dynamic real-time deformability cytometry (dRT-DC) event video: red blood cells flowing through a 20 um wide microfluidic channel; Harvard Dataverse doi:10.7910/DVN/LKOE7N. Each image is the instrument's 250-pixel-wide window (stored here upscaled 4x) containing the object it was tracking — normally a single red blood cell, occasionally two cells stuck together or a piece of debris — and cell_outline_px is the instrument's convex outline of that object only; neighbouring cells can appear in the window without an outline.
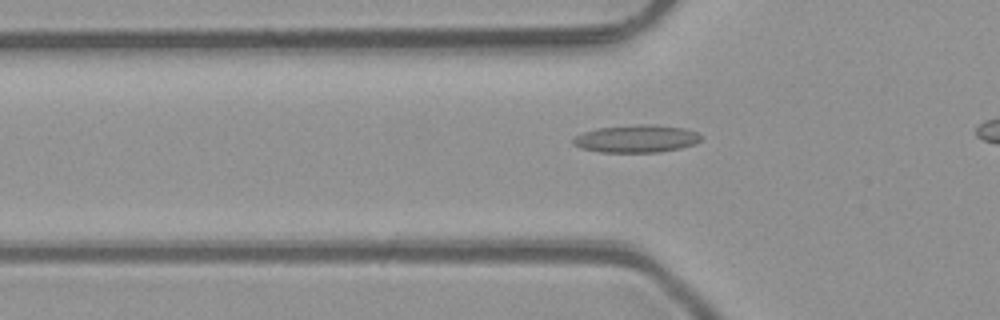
{"species": "common noctule bat (a hibernating species)", "species_latin": "Nyctalus noctula", "temperature_condition": "room temperature", "stored_images_in_passage": 30, "camera_frame_rate_fps": 3000, "um_per_image_px": 0.085, "animal": {"sex": "male", "body_mass_g": 23.1, "forearm_length_mm": 52.7}, "frame": {"image": 1, "passage_image": 2, "time_ms": 0.333, "image_size_px": [1000, 320], "cell_outline_px": [[704, 136], [696, 144], [680, 148], [660, 152], [600, 152], [580, 148], [572, 144], [572, 140], [576, 136], [584, 132], [600, 128], [636, 124], [656, 124], [684, 128], [696, 132]], "centroid_in_image_um": [54.13, 11.79], "position_along_channel_um": 71.7, "area_um2": 20.69}}
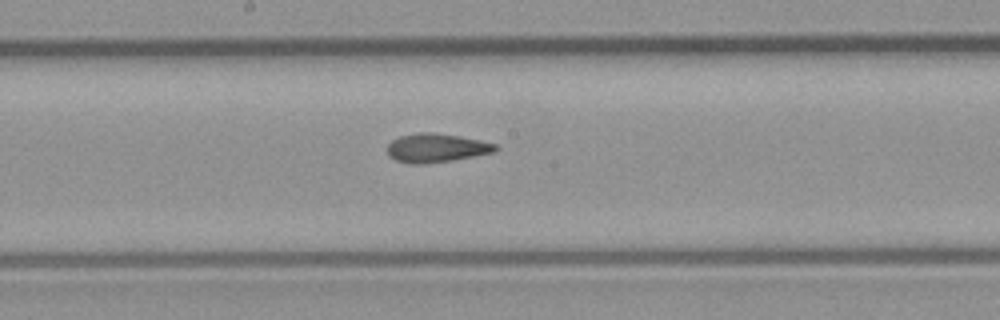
{"frame": {"image": 2, "passage_image": 12, "time_ms": 3.667, "image_size_px": [1000, 320], "cell_outline_px": [[500, 148], [496, 152], [452, 160], [420, 164], [412, 164], [396, 160], [388, 156], [388, 144], [392, 140], [400, 136], [416, 132], [432, 132], [460, 136], [480, 140], [496, 144]], "centroid_in_image_um": [37.1, 12.56], "position_along_channel_um": 211.1, "area_um2": 18.21}}
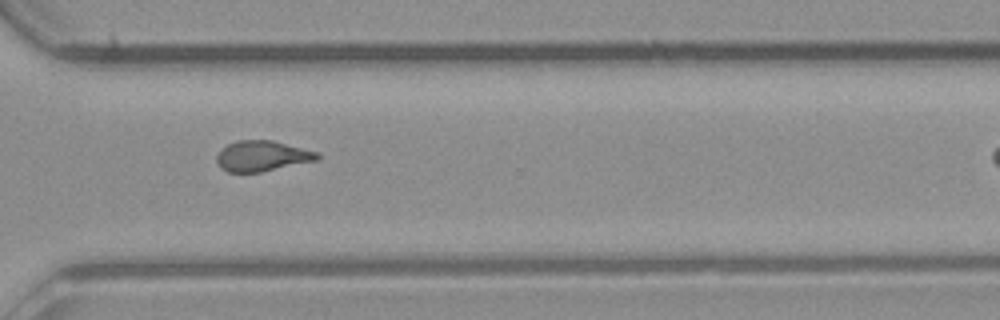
{"frame": {"image": 3, "passage_image": 22, "time_ms": 7.0, "image_size_px": [1000, 320], "cell_outline_px": [[320, 156], [316, 160], [260, 172], [228, 172], [220, 168], [216, 160], [216, 156], [220, 148], [236, 140], [272, 140], [320, 152]], "centroid_in_image_um": [22.25, 13.25], "position_along_channel_um": 348.4, "area_um2": 17.98}, "authors_computed_cell_mechanics": {"area_um2": 17.7157, "velocity_mm_per_s": 4.1248, "shape_relaxation_time_tau1_ms": null, "shape_relaxation_time_tau2_ms": 1.1841, "deformation_change_tau1": null, "deformation_change_tau2": 0.0736}}